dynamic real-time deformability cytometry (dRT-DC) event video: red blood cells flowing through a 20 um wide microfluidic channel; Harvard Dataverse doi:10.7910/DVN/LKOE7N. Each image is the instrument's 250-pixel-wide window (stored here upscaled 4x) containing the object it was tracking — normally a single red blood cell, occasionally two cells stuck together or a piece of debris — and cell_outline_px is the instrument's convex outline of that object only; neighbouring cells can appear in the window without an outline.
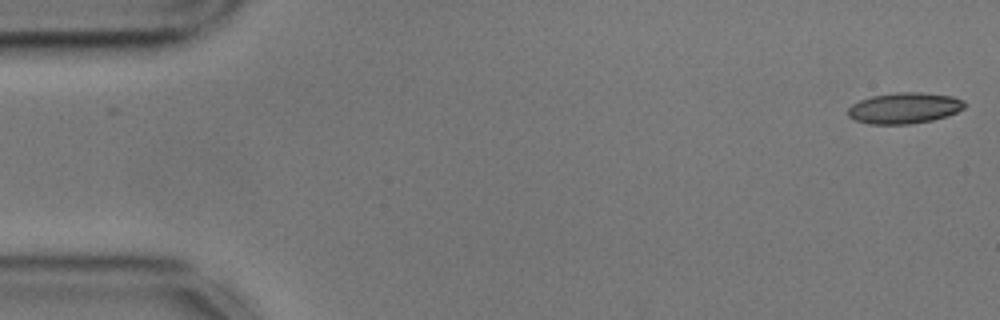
{"species": "common noctule bat (a hibernating species)", "species_latin": "Nyctalus noctula", "temperature_condition": "cold", "stored_images_in_passage": 51, "camera_frame_rate_fps": 3000, "um_per_image_px": 0.085, "animal": {"sex": "male", "body_mass_g": 17.9, "forearm_length_mm": 54.2}, "frame": {"image": 1, "passage_image": 1, "time_ms": 0.0, "image_size_px": [1000, 320], "cell_outline_px": [[968, 104], [964, 108], [948, 116], [932, 120], [908, 124], [872, 124], [856, 120], [848, 116], [848, 108], [852, 104], [860, 100], [872, 96], [896, 92], [920, 92], [952, 96], [964, 100]], "centroid_in_image_um": [76.9, 9.18], "position_along_channel_um": 8.1, "area_um2": 21.1}}
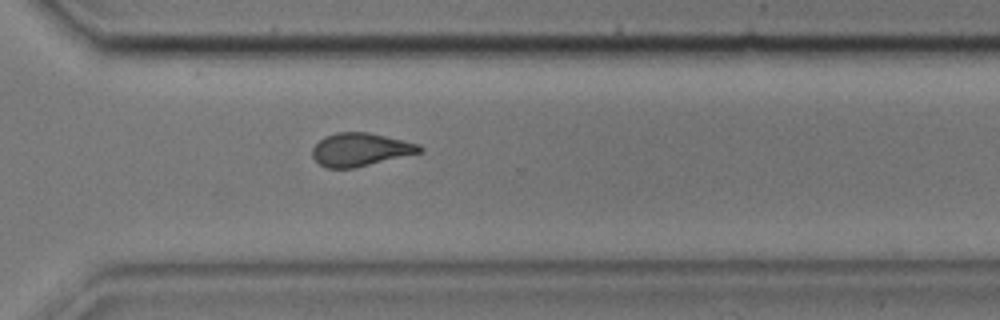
{"frame": {"image": 2, "passage_image": 39, "time_ms": 12.667, "image_size_px": [1000, 320], "cell_outline_px": [[424, 152], [352, 168], [328, 168], [320, 164], [312, 156], [312, 148], [324, 136], [336, 132], [368, 132], [420, 144], [424, 148]], "centroid_in_image_um": [30.65, 12.7], "position_along_channel_um": 339.9, "area_um2": 20.69}}
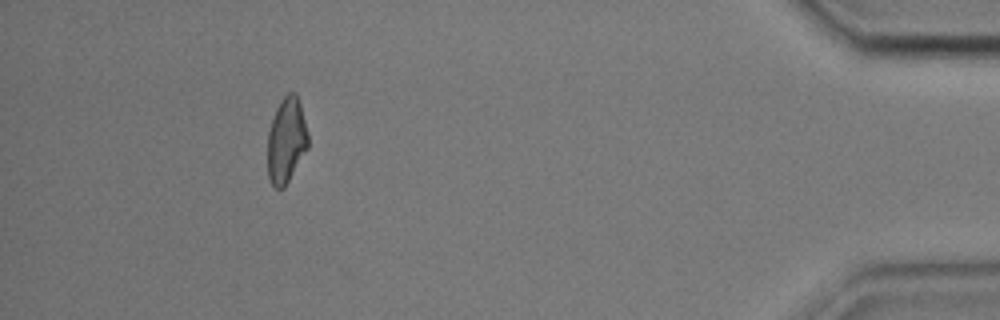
{"frame": {"image": 3, "passage_image": 50, "time_ms": 16.333, "image_size_px": [1000, 320], "cell_outline_px": [[308, 148], [284, 188], [276, 188], [272, 184], [268, 176], [268, 132], [276, 108], [280, 100], [288, 92], [296, 92], [300, 104], [308, 132]], "centroid_in_image_um": [24.35, 11.92], "position_along_channel_um": 410.9, "area_um2": 20.11}}